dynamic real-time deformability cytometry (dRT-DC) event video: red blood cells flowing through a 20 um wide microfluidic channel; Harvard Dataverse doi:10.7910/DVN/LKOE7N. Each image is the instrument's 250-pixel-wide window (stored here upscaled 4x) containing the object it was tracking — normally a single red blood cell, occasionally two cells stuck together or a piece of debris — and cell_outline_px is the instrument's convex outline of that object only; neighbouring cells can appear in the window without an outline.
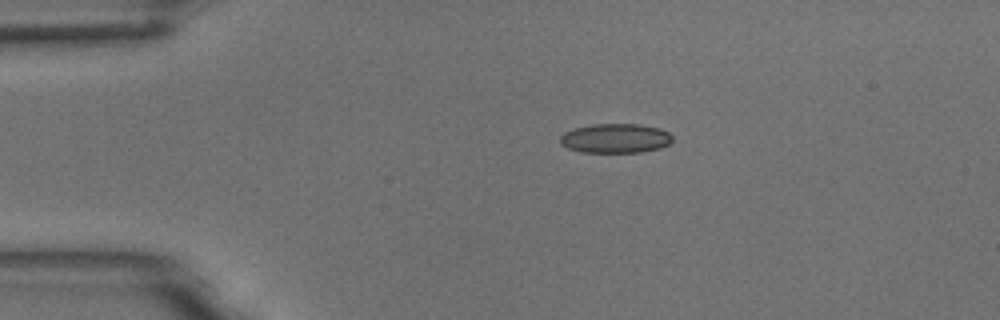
{"species": "common noctule bat (a hibernating species)", "species_latin": "Nyctalus noctula", "temperature_condition": "room temperature", "stored_images_in_passage": 5, "camera_frame_rate_fps": 3000, "um_per_image_px": 0.085, "animal": {"sex": "male", "body_mass_g": 18.8}, "frame": {"image": 1, "passage_image": 1, "time_ms": 0.0, "image_size_px": [1000, 320], "cell_outline_px": [[672, 140], [668, 144], [660, 148], [644, 152], [580, 152], [568, 148], [560, 144], [560, 136], [564, 132], [572, 128], [592, 124], [640, 124], [660, 128], [668, 132], [672, 136]], "centroid_in_image_um": [52.29, 11.75], "position_along_channel_um": 32.7, "area_um2": 19.42}}
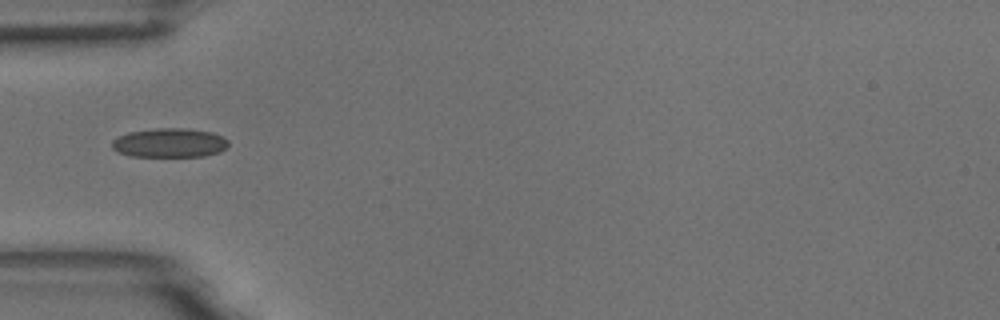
{"frame": {"image": 2, "passage_image": 3, "time_ms": 0.667, "image_size_px": [1000, 320], "cell_outline_px": [[228, 144], [220, 152], [204, 156], [132, 156], [120, 152], [112, 148], [112, 140], [128, 132], [156, 128], [184, 128], [212, 132], [228, 140]], "centroid_in_image_um": [14.41, 12.13], "position_along_channel_um": 70.6, "area_um2": 19.59}}